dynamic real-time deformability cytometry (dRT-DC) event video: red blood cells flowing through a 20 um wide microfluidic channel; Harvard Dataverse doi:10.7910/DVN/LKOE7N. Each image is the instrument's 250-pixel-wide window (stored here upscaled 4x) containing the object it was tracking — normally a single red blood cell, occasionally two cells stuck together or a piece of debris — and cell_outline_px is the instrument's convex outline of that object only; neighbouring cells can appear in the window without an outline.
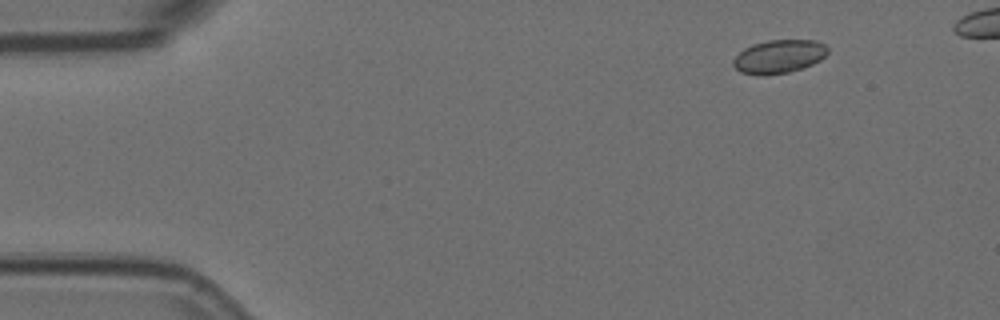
{"species": "Egyptian fruit bat (a non-hibernating species)", "species_latin": "Rousettus aegyptiacus", "temperature_condition": "room temperature", "stored_images_in_passage": 7, "segment_of_instrument_passage": [1, 2], "camera_frame_rate_fps": 3000, "um_per_image_px": 0.085, "animal": {"sex": "female"}, "frame": {"image": 1, "passage_image": 2, "time_ms": 0.333, "image_size_px": [1000, 320], "cell_outline_px": [[828, 52], [820, 60], [812, 64], [788, 72], [760, 76], [740, 72], [732, 64], [732, 60], [744, 48], [752, 44], [768, 40], [816, 40], [824, 44], [828, 48]], "centroid_in_image_um": [66.19, 4.8], "position_along_channel_um": 18.8, "area_um2": 18.38}}
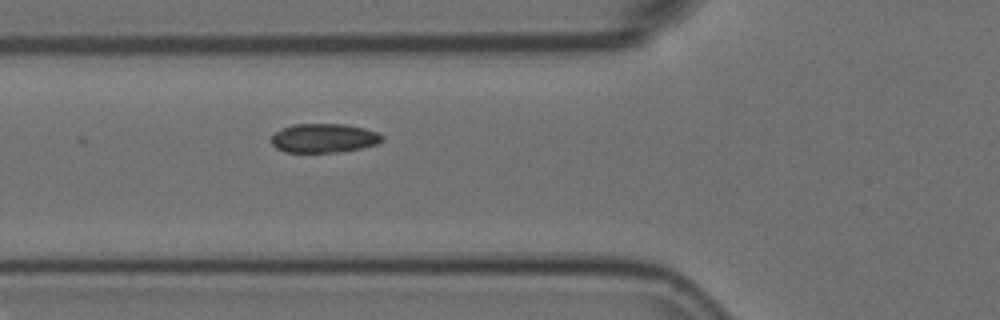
{"frame": {"image": 2, "passage_image": 6, "time_ms": 1.667, "image_size_px": [1000, 320], "cell_outline_px": [[384, 140], [376, 144], [360, 148], [336, 152], [284, 152], [276, 148], [272, 144], [272, 136], [276, 132], [292, 124], [344, 124], [364, 128], [376, 132], [384, 136]], "centroid_in_image_um": [27.54, 11.74], "position_along_channel_um": 98.3, "area_um2": 18.61}}